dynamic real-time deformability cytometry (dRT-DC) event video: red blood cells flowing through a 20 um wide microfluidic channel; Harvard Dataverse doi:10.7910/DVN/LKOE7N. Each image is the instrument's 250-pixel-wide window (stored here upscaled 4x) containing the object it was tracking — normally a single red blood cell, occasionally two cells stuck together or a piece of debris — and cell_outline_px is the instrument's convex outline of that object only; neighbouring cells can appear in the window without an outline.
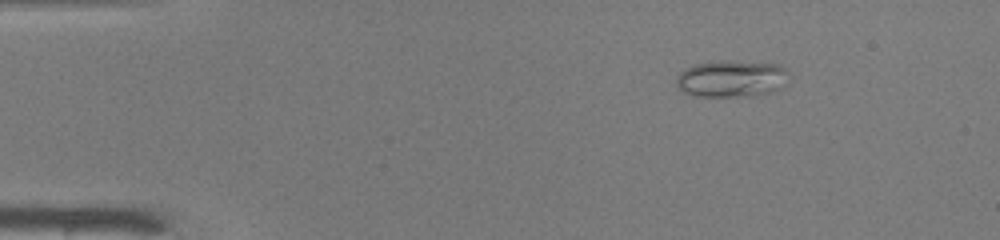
{"species": "common noctule bat (a hibernating species)", "species_latin": "Nyctalus noctula", "temperature_condition": "warm", "stored_images_in_passage": 43, "camera_frame_rate_fps": 3000, "um_per_image_px": 0.085, "animal": {"sex": "male", "body_mass_g": 19.0, "forearm_length_mm": 50.8}, "frame": {"image": 1, "passage_image": 1, "time_ms": 0.0, "image_size_px": [1000, 240], "cell_outline_px": [[788, 72], [780, 88], [768, 92], [752, 96], [696, 96], [684, 92], [676, 84], [676, 76], [684, 68], [696, 64], [720, 60], [728, 60], [780, 64]], "centroid_in_image_um": [62.13, 6.67], "position_along_channel_um": 22.9, "area_um2": 24.04}}
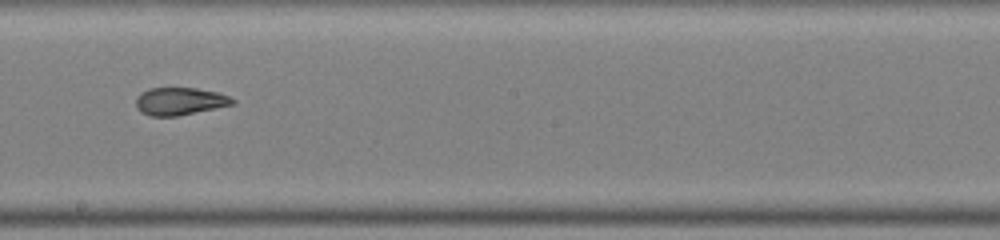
{"frame": {"image": 2, "passage_image": 22, "time_ms": 7.0, "image_size_px": [1000, 240], "cell_outline_px": [[236, 104], [176, 116], [152, 116], [140, 112], [136, 108], [136, 96], [140, 92], [148, 88], [196, 88], [216, 92], [228, 96], [236, 100]], "centroid_in_image_um": [15.26, 8.6], "position_along_channel_um": 232.9, "area_um2": 15.61}}
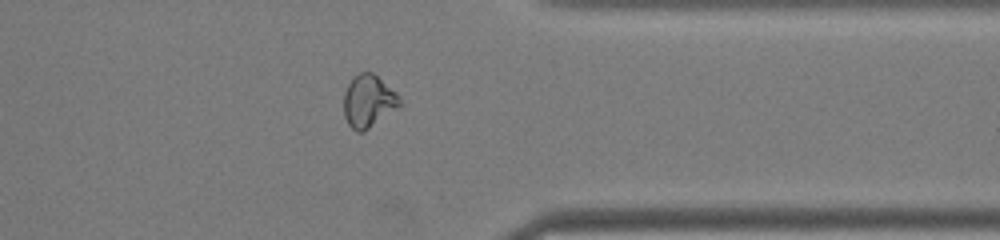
{"frame": {"image": 3, "passage_image": 33, "time_ms": 10.667, "image_size_px": [1000, 240], "cell_outline_px": [[404, 104], [400, 108], [364, 132], [356, 132], [348, 124], [344, 116], [344, 92], [352, 76], [360, 72], [372, 72], [396, 92], [400, 96]], "centroid_in_image_um": [31.35, 8.62], "position_along_channel_um": 380.1, "area_um2": 17.57}, "authors_computed_cell_mechanics": {"area_um2": 17.4556, "velocity_mm_per_s": 4.1612, "shape_relaxation_time_tau1_ms": null, "shape_relaxation_time_tau2_ms": 1.7845, "deformation_change_tau1": null, "deformation_change_tau2": 0.0757}}